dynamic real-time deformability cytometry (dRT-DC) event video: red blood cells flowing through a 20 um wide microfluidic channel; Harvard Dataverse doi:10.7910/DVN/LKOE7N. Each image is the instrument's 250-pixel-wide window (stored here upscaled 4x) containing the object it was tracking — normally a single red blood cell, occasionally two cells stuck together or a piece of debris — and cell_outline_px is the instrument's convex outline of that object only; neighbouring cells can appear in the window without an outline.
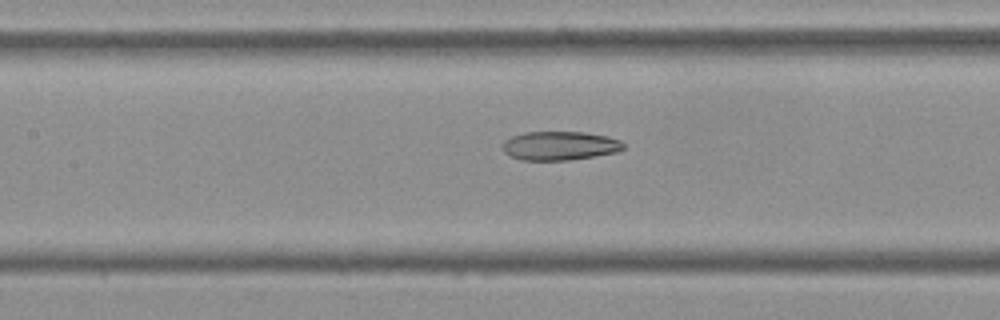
{"species": "Egyptian fruit bat (a non-hibernating species)", "species_latin": "Rousettus aegyptiacus", "temperature_condition": "cold", "stored_images_in_passage": 16, "camera_frame_rate_fps": 3000, "um_per_image_px": 0.085, "frame": {"image": 1, "passage_image": 14, "time_ms": 4.333, "image_size_px": [1000, 320], "cell_outline_px": [[624, 148], [620, 152], [568, 160], [520, 160], [504, 152], [500, 144], [504, 140], [512, 136], [524, 132], [584, 132], [608, 136], [620, 140], [624, 144]], "centroid_in_image_um": [47.58, 12.38], "position_along_channel_um": 159.8, "area_um2": 20.52}}